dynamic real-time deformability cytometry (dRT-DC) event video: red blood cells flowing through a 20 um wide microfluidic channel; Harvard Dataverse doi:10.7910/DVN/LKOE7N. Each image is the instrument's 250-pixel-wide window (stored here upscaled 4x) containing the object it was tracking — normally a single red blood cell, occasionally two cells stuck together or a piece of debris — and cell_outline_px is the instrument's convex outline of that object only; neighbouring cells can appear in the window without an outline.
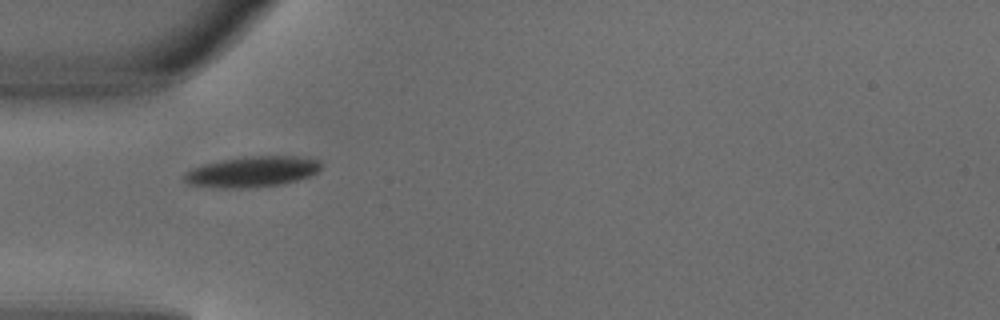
{"species": "common noctule bat (a hibernating species)", "species_latin": "Nyctalus noctula", "temperature_condition": "warm", "stored_images_in_passage": 8, "camera_frame_rate_fps": 3000, "um_per_image_px": 0.085, "animal": {"sex": "male", "body_mass_g": 18.8}, "frame": {"image": 1, "passage_image": 5, "time_ms": 1.333, "image_size_px": [1000, 320], "cell_outline_px": [[320, 168], [316, 172], [308, 176], [284, 184], [244, 188], [216, 188], [188, 184], [184, 180], [184, 172], [200, 164], [244, 156], [296, 156], [320, 160]], "centroid_in_image_um": [21.38, 14.59], "position_along_channel_um": 63.6, "area_um2": 24.57}}
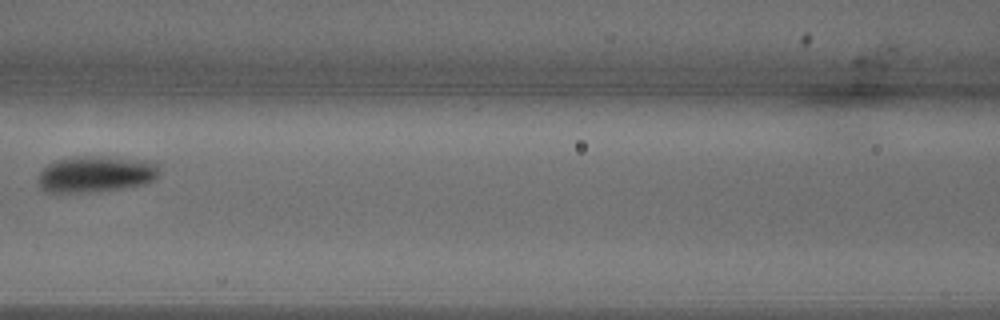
{"frame": {"image": 2, "passage_image": 7, "time_ms": 2.0, "image_size_px": [1000, 320], "cell_outline_px": [[160, 168], [156, 180], [144, 184], [120, 188], [76, 192], [44, 192], [40, 188], [40, 172], [48, 164], [56, 160], [88, 156], [100, 156], [144, 160], [156, 164]], "centroid_in_image_um": [8.16, 14.79], "position_along_channel_um": 158.4, "area_um2": 25.14}}
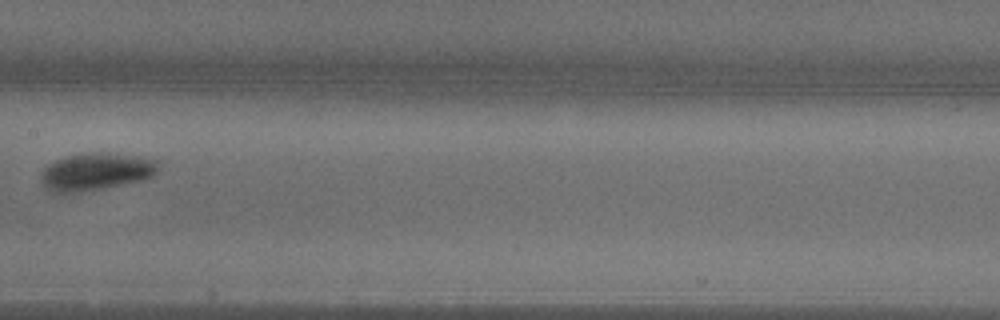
{"frame": {"image": 3, "passage_image": 8, "time_ms": 2.333, "image_size_px": [1000, 320], "cell_outline_px": [[160, 160], [156, 176], [144, 180], [100, 188], [72, 192], [52, 192], [44, 188], [40, 180], [40, 176], [44, 168], [48, 164], [56, 160], [68, 156], [92, 152], [108, 152], [140, 156]], "centroid_in_image_um": [8.2, 14.57], "position_along_channel_um": 199.2, "area_um2": 25.72}}